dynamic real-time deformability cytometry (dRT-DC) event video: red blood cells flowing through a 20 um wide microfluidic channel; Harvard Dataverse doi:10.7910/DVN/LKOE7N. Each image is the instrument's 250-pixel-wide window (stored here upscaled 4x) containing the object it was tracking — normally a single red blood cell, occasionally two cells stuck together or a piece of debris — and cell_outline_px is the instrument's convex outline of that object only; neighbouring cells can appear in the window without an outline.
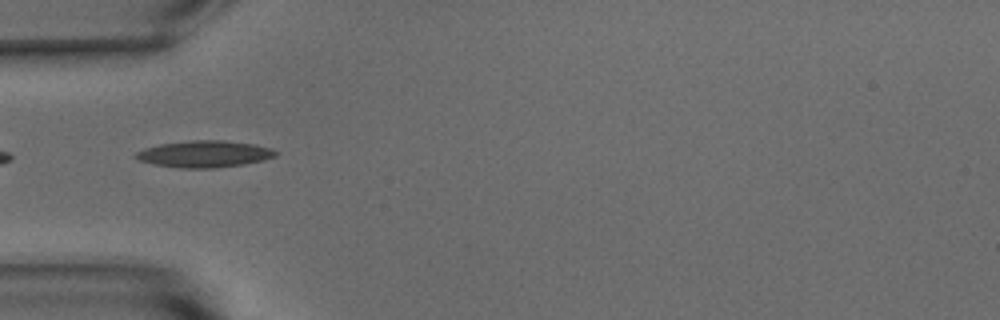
{"species": "common noctule bat (a hibernating species)", "species_latin": "Nyctalus noctula", "temperature_condition": "warm", "stored_images_in_passage": 37, "camera_frame_rate_fps": 3000, "um_per_image_px": 0.085, "animal": {"sex": "male", "body_mass_g": 15.6}, "frame": {"image": 1, "passage_image": 1, "time_ms": 0.0, "image_size_px": [1000, 320], "cell_outline_px": [[276, 156], [264, 160], [244, 164], [216, 168], [180, 168], [156, 164], [140, 160], [132, 156], [136, 152], [144, 148], [160, 144], [188, 140], [224, 140], [256, 144], [272, 148], [276, 152]], "centroid_in_image_um": [17.39, 13.08], "position_along_channel_um": 67.6, "area_um2": 21.85}}
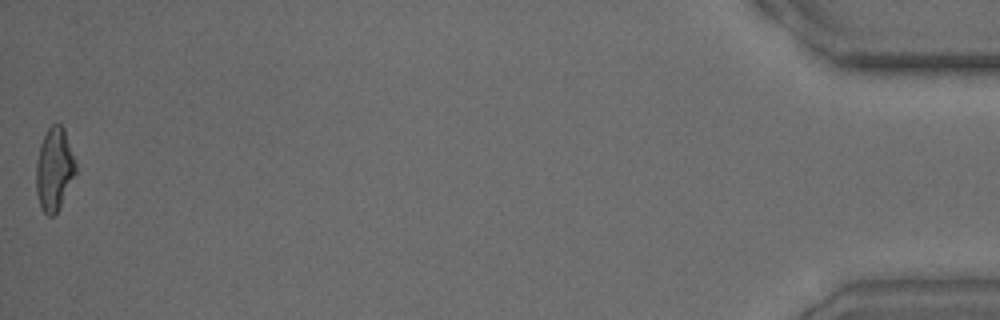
{"frame": {"image": 2, "passage_image": 37, "time_ms": 12.0, "image_size_px": [1000, 320], "cell_outline_px": [[76, 172], [60, 208], [52, 216], [48, 216], [40, 208], [36, 192], [36, 160], [40, 144], [48, 128], [52, 124], [60, 124], [64, 128], [76, 164]], "centroid_in_image_um": [4.6, 14.4], "position_along_channel_um": 430.6, "area_um2": 19.13}, "authors_computed_cell_mechanics": {"area_um2": 19.4208, "velocity_mm_per_s": 3.823, "shape_relaxation_time_tau1_ms": 6.931, "shape_relaxation_time_tau2_ms": 1.4555, "deformation_change_tau1": 0.2402, "deformation_change_tau2": 0.0894}}